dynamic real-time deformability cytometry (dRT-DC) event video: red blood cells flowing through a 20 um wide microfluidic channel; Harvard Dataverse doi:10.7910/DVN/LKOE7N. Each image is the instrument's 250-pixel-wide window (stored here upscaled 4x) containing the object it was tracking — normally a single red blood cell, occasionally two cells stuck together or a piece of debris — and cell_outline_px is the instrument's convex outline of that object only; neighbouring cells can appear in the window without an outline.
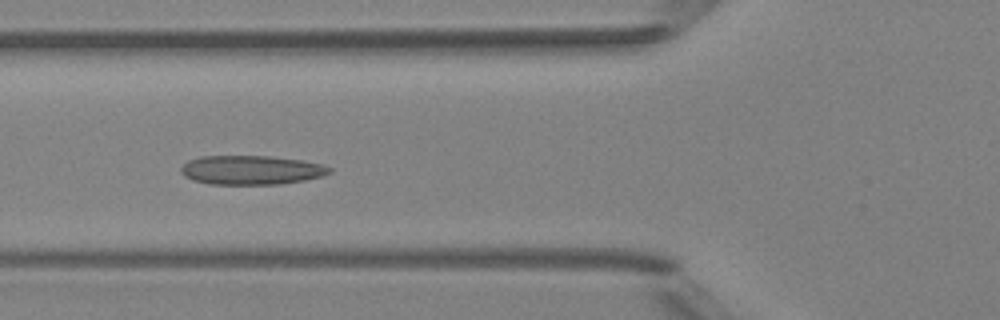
{"species": "Egyptian fruit bat (a non-hibernating species)", "species_latin": "Rousettus aegyptiacus", "temperature_condition": "room temperature", "stored_images_in_passage": 8, "camera_frame_rate_fps": 3000, "um_per_image_px": 0.085, "animal": {"sex": "female"}, "frame": {"image": 1, "passage_image": 6, "time_ms": 5.667, "image_size_px": [1000, 320], "cell_outline_px": [[332, 172], [324, 176], [304, 180], [280, 184], [208, 184], [192, 180], [184, 176], [180, 172], [180, 168], [188, 160], [200, 156], [268, 156], [304, 160], [320, 164], [332, 168]], "centroid_in_image_um": [21.35, 14.45], "position_along_channel_um": 104.5, "area_um2": 25.37}}
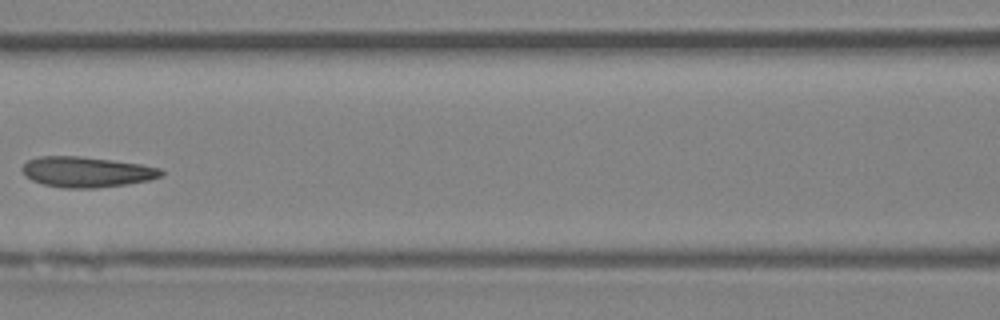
{"frame": {"image": 2, "passage_image": 7, "time_ms": 7.0, "image_size_px": [1000, 320], "cell_outline_px": [[164, 172], [160, 176], [148, 180], [128, 184], [96, 188], [64, 188], [44, 184], [32, 180], [24, 176], [20, 168], [28, 160], [40, 156], [80, 156], [112, 160], [140, 164], [160, 168]], "centroid_in_image_um": [7.33, 14.61], "position_along_channel_um": 159.3, "area_um2": 24.68}}
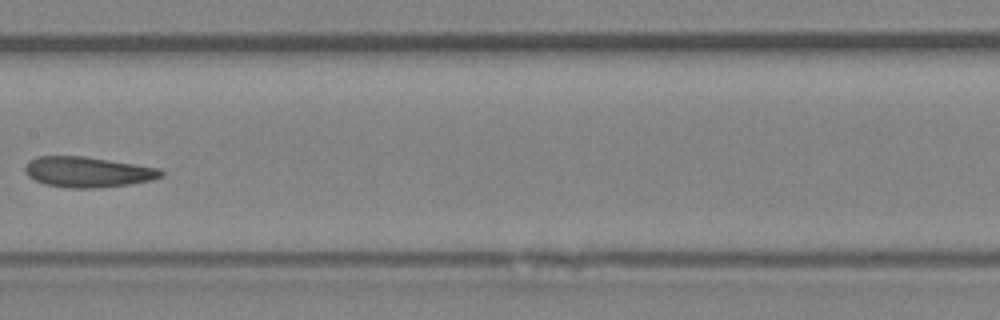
{"frame": {"image": 3, "passage_image": 8, "time_ms": 8.0, "image_size_px": [1000, 320], "cell_outline_px": [[164, 172], [160, 176], [152, 180], [128, 184], [96, 188], [68, 188], [44, 184], [28, 176], [24, 172], [24, 164], [28, 160], [40, 156], [84, 156], [156, 168]], "centroid_in_image_um": [7.36, 14.62], "position_along_channel_um": 200.0, "area_um2": 23.93}}